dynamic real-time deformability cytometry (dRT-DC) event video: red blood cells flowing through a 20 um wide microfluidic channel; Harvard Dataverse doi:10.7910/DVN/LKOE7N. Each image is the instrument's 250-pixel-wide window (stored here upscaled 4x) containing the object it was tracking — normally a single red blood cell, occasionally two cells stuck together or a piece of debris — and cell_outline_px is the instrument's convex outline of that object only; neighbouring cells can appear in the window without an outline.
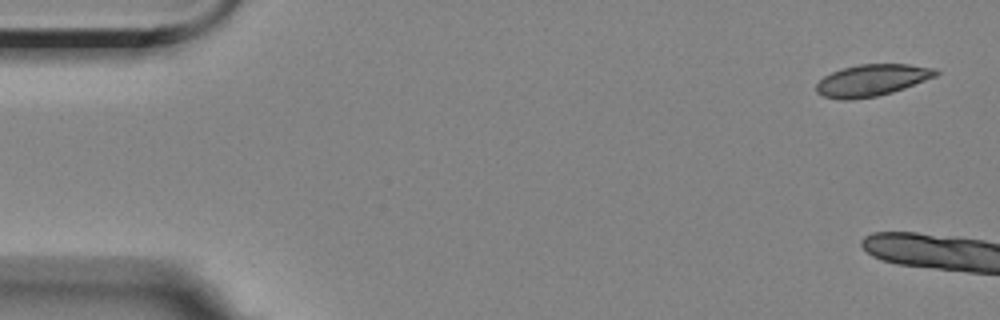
{"species": "Egyptian fruit bat (a non-hibernating species)", "species_latin": "Rousettus aegyptiacus", "temperature_condition": "room temperature", "stored_images_in_passage": 5, "camera_frame_rate_fps": 3000, "um_per_image_px": 0.085, "animal": {"sex": "female"}, "frame": {"image": 1, "passage_image": 1, "time_ms": 0.0, "image_size_px": [1000, 320], "cell_outline_px": [[940, 72], [936, 76], [904, 88], [892, 92], [876, 96], [848, 100], [844, 100], [824, 96], [816, 92], [816, 84], [824, 76], [832, 72], [844, 68], [860, 64], [908, 64], [936, 68]], "centroid_in_image_um": [74.12, 6.81], "position_along_channel_um": 10.9, "area_um2": 21.91}}